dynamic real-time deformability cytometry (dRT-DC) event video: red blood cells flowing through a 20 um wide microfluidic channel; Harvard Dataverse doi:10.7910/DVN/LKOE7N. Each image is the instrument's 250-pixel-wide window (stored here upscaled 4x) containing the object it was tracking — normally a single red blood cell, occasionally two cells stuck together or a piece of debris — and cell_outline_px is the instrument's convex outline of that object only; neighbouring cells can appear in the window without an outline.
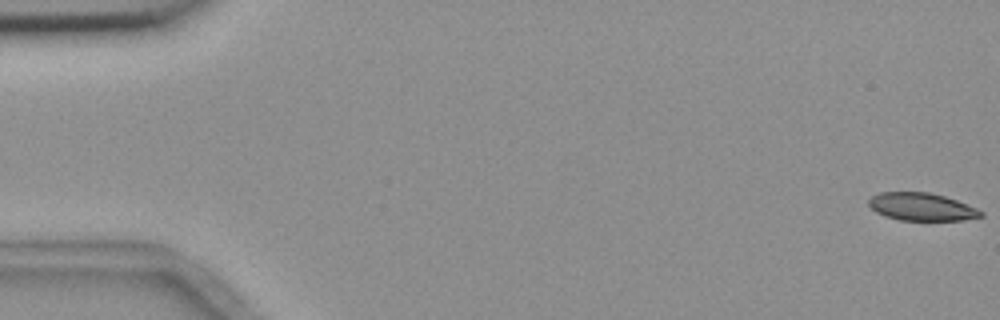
{"species": "common noctule bat (a hibernating species)", "species_latin": "Nyctalus noctula", "temperature_condition": "room temperature", "stored_images_in_passage": 6, "camera_frame_rate_fps": 3000, "um_per_image_px": 0.085, "animal": {"sex": "female", "body_mass_g": 18.4}, "frame": {"image": 1, "passage_image": 1, "time_ms": 0.0, "image_size_px": [1000, 320], "cell_outline_px": [[984, 216], [964, 220], [900, 220], [884, 216], [876, 212], [868, 204], [868, 200], [872, 196], [880, 192], [928, 192], [944, 196], [956, 200], [976, 208], [984, 212]], "centroid_in_image_um": [78.33, 17.58], "position_along_channel_um": 6.7, "area_um2": 18.09}}
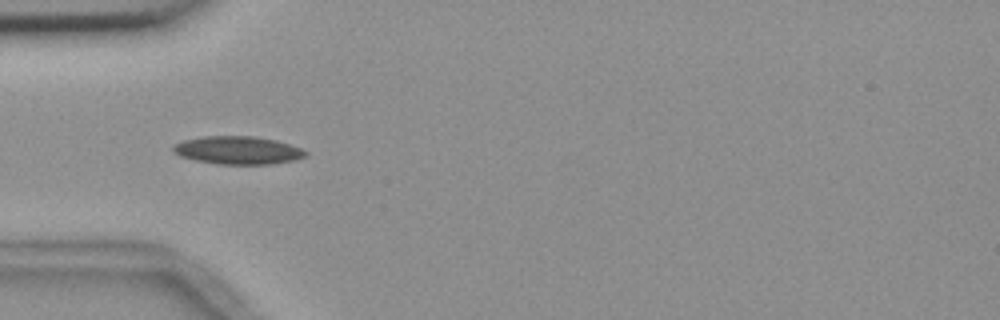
{"frame": {"image": 2, "passage_image": 5, "time_ms": 5.667, "image_size_px": [1000, 320], "cell_outline_px": [[308, 152], [304, 156], [292, 160], [272, 164], [216, 164], [196, 160], [180, 156], [172, 152], [172, 148], [176, 144], [184, 140], [204, 136], [256, 136], [276, 140], [300, 148]], "centroid_in_image_um": [20.19, 12.77], "position_along_channel_um": 64.8, "area_um2": 21.44}}